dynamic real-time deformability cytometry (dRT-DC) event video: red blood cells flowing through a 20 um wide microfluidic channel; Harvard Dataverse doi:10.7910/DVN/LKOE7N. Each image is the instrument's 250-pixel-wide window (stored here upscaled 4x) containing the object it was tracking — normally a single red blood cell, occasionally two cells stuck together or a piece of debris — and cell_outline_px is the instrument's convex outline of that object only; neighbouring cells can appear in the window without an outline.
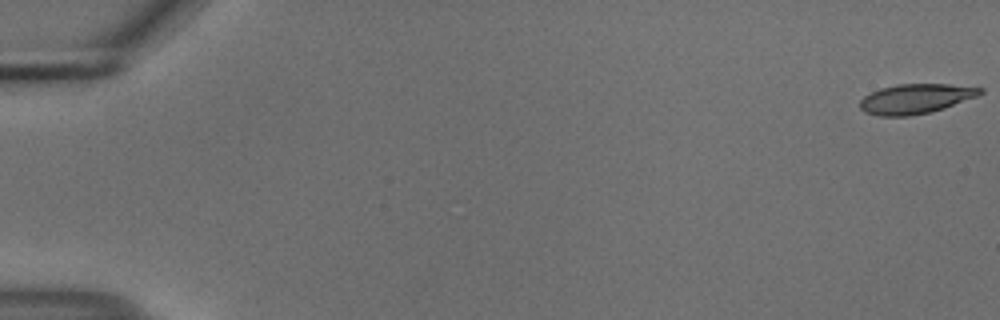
{"species": "common noctule bat (a hibernating species)", "species_latin": "Nyctalus noctula", "temperature_condition": "cold", "stored_images_in_passage": 18, "camera_frame_rate_fps": 3000, "um_per_image_px": 0.085, "animal": {"sex": "male", "body_mass_g": 18.8}, "frame": {"image": 1, "passage_image": 1, "time_ms": 0.0, "image_size_px": [1000, 320], "cell_outline_px": [[984, 92], [976, 96], [944, 108], [932, 112], [908, 116], [880, 116], [864, 112], [860, 108], [860, 100], [864, 96], [880, 88], [900, 84], [948, 84], [984, 88]], "centroid_in_image_um": [77.82, 8.4], "position_along_channel_um": 7.2, "area_um2": 20.75}}
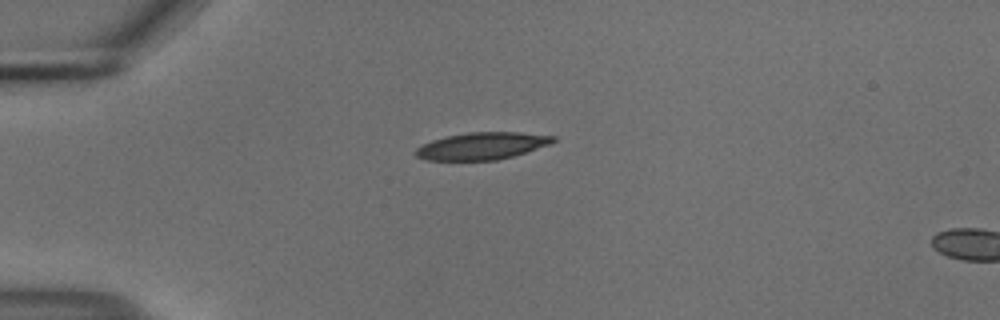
{"frame": {"image": 2, "passage_image": 15, "time_ms": 4.667, "image_size_px": [1000, 320], "cell_outline_px": [[556, 140], [548, 144], [512, 156], [496, 160], [424, 160], [416, 156], [412, 152], [416, 148], [432, 140], [448, 136], [468, 132], [520, 132], [556, 136]], "centroid_in_image_um": [40.92, 12.4], "position_along_channel_um": 44.1, "area_um2": 21.56}}